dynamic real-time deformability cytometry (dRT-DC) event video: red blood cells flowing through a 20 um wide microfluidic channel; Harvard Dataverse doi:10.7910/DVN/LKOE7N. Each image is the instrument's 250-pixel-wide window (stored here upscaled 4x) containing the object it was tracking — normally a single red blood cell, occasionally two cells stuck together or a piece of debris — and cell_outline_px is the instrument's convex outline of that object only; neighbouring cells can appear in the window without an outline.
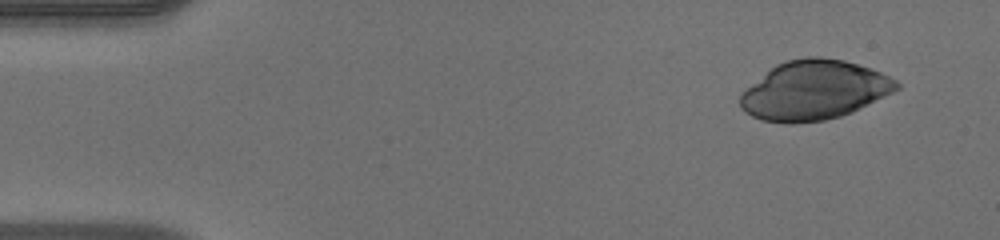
{"species": "human", "species_latin": "Homo sapiens", "temperature_condition": "warm", "stored_images_in_passage": 9, "camera_frame_rate_fps": 3000, "um_per_image_px": 0.085, "donor": {"sex": "male"}, "frame": {"image": 1, "passage_image": 1, "time_ms": 0.0, "image_size_px": [1000, 240], "cell_outline_px": [[900, 88], [852, 112], [840, 116], [824, 120], [788, 124], [760, 120], [744, 112], [740, 108], [740, 96], [752, 84], [776, 64], [784, 60], [808, 56], [820, 56], [844, 60], [872, 68], [896, 80], [900, 84]], "centroid_in_image_um": [69.2, 7.66], "position_along_channel_um": 15.8, "area_um2": 53.87}}